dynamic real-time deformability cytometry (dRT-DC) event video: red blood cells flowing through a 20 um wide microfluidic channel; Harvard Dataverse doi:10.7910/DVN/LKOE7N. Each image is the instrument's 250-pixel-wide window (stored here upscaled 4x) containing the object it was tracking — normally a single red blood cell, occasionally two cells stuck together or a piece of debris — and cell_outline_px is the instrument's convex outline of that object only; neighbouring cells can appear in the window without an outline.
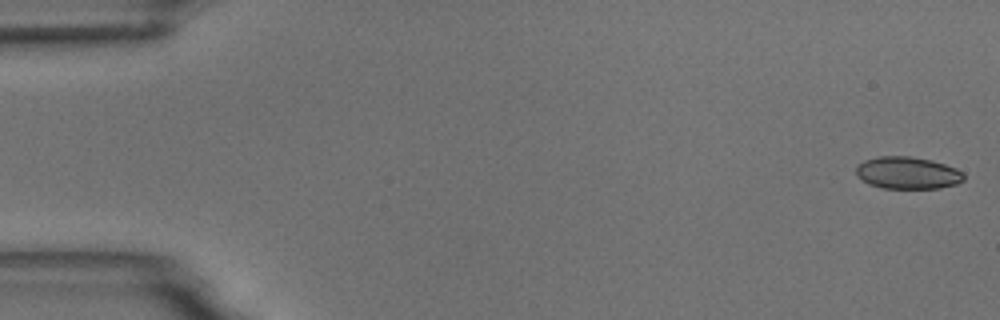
{"species": "common noctule bat (a hibernating species)", "species_latin": "Nyctalus noctula", "temperature_condition": "room temperature", "stored_images_in_passage": 55, "camera_frame_rate_fps": 3000, "um_per_image_px": 0.085, "animal": {"sex": "male", "body_mass_g": 18.8}, "frame": {"image": 1, "passage_image": 1, "time_ms": 0.0, "image_size_px": [1000, 320], "cell_outline_px": [[964, 180], [956, 184], [940, 188], [884, 188], [868, 184], [856, 176], [856, 168], [864, 160], [880, 156], [912, 156], [932, 160], [956, 168], [964, 172]], "centroid_in_image_um": [77.15, 14.69], "position_along_channel_um": 7.8, "area_um2": 20.29}}
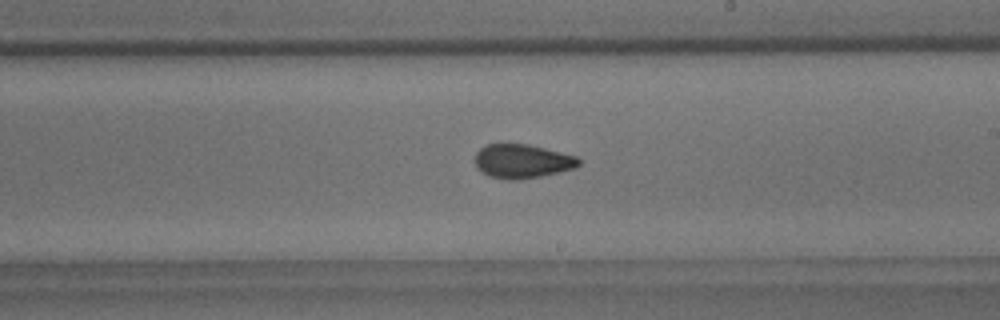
{"frame": {"image": 2, "passage_image": 32, "time_ms": 10.333, "image_size_px": [1000, 320], "cell_outline_px": [[580, 164], [576, 168], [560, 172], [520, 180], [508, 180], [488, 176], [476, 168], [476, 152], [480, 148], [488, 144], [528, 144], [576, 156], [580, 160]], "centroid_in_image_um": [44.39, 13.71], "position_along_channel_um": 244.6, "area_um2": 20.58}}
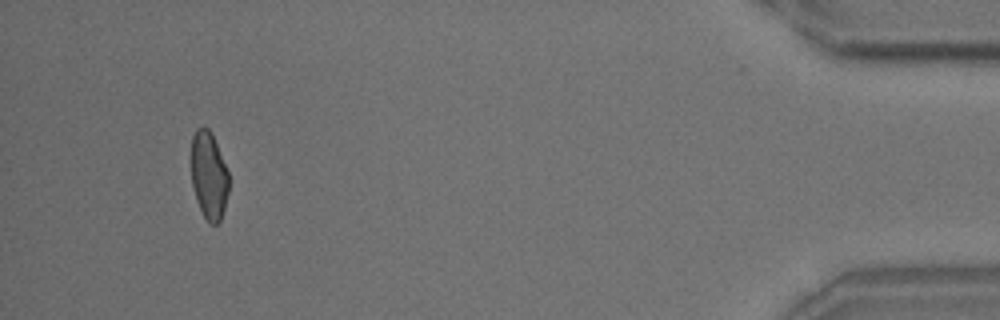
{"frame": {"image": 3, "passage_image": 52, "time_ms": 17.0, "image_size_px": [1000, 320], "cell_outline_px": [[228, 192], [224, 208], [220, 220], [216, 224], [212, 224], [204, 216], [196, 200], [192, 184], [192, 136], [196, 128], [204, 124], [208, 128], [216, 144], [228, 172]], "centroid_in_image_um": [17.74, 14.89], "position_along_channel_um": 417.5, "area_um2": 18.84}, "authors_computed_cell_mechanics": {"area_um2": 20.5768, "velocity_mm_per_s": 3.652, "shape_relaxation_time_tau1_ms": null, "shape_relaxation_time_tau2_ms": 1.7483, "deformation_change_tau1": null, "deformation_change_tau2": 0.0823}}